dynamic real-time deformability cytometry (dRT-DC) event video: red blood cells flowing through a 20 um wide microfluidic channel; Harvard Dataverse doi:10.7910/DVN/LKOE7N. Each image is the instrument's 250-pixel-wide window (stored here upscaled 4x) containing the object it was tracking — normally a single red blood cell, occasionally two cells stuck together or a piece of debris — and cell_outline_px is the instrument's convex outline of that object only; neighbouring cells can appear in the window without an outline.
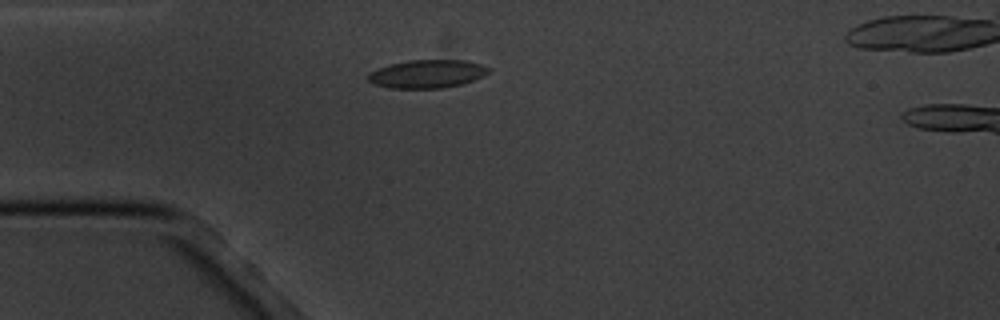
{"species": "common noctule bat (a hibernating species)", "species_latin": "Nyctalus noctula", "temperature_condition": "cold", "stored_images_in_passage": 14, "camera_frame_rate_fps": 3000, "um_per_image_px": 0.085, "animal": {"sex": "male", "body_mass_g": 20.1, "forearm_length_mm": 53.5}, "frame": {"image": 1, "passage_image": 2, "time_ms": 1.333, "image_size_px": [1000, 320], "cell_outline_px": [[492, 72], [472, 80], [460, 84], [440, 88], [392, 88], [372, 84], [368, 80], [368, 72], [376, 68], [388, 64], [408, 60], [464, 60], [480, 64], [488, 68]], "centroid_in_image_um": [36.25, 6.27], "position_along_channel_um": 48.8, "area_um2": 19.83}}
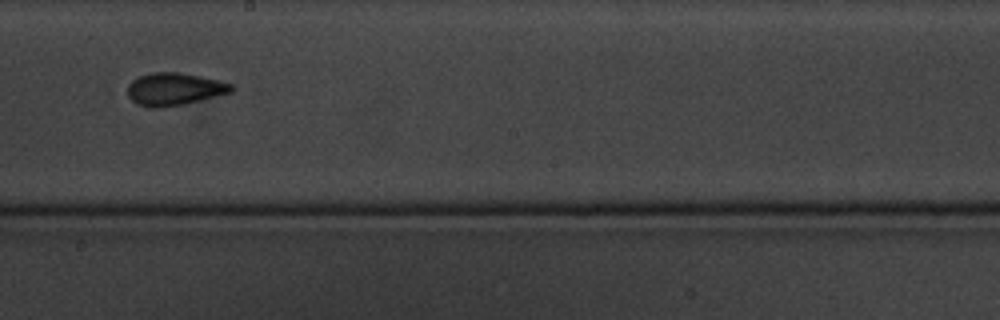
{"frame": {"image": 2, "passage_image": 7, "time_ms": 7.0, "image_size_px": [1000, 320], "cell_outline_px": [[236, 88], [232, 92], [180, 104], [156, 108], [148, 108], [136, 104], [128, 96], [128, 84], [132, 80], [140, 76], [152, 72], [180, 72], [220, 80], [232, 84]], "centroid_in_image_um": [14.81, 7.56], "position_along_channel_um": 233.4, "area_um2": 19.59}}
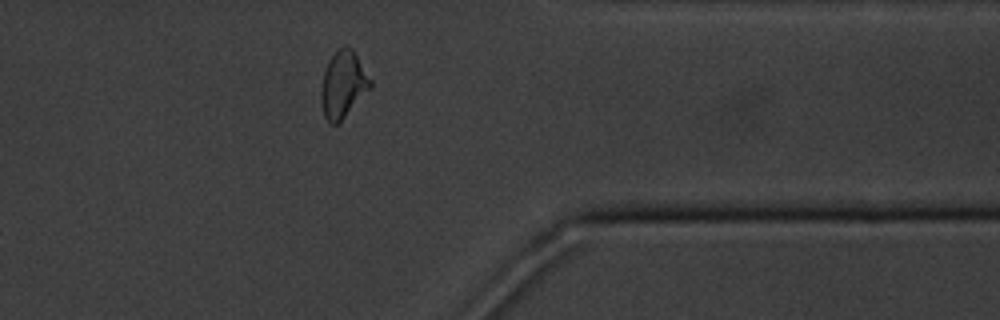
{"frame": {"image": 3, "passage_image": 11, "time_ms": 11.667, "image_size_px": [1000, 320], "cell_outline_px": [[372, 88], [336, 124], [328, 124], [324, 116], [320, 100], [320, 88], [324, 72], [328, 60], [344, 44], [352, 48], [372, 80]], "centroid_in_image_um": [29.16, 7.18], "position_along_channel_um": 382.2, "area_um2": 19.19}}